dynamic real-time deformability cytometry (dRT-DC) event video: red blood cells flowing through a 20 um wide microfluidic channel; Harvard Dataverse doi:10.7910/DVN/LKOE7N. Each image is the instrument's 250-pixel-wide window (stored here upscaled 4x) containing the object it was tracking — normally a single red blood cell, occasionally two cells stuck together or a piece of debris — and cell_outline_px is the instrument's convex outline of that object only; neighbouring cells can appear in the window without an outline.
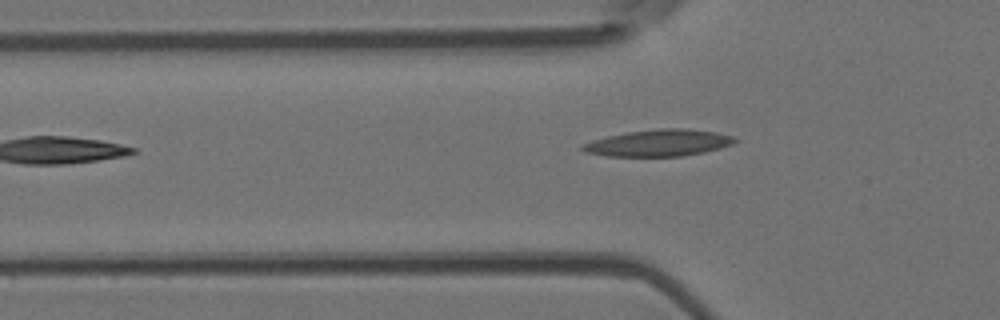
{"species": "Egyptian fruit bat (a non-hibernating species)", "species_latin": "Rousettus aegyptiacus", "temperature_condition": "room temperature", "stored_images_in_passage": 2, "camera_frame_rate_fps": 3000, "um_per_image_px": 0.085, "animal": {"sex": "female"}, "frame": {"image": 1, "passage_image": 2, "time_ms": 1.333, "image_size_px": [1000, 320], "cell_outline_px": [[740, 140], [732, 144], [720, 148], [704, 152], [684, 156], [608, 156], [584, 152], [580, 148], [580, 144], [592, 140], [608, 136], [628, 132], [656, 128], [688, 128], [716, 132], [732, 136]], "centroid_in_image_um": [55.99, 12.14], "position_along_channel_um": 69.8, "area_um2": 23.87}}